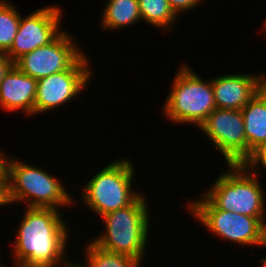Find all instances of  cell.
<instances>
[{
  "instance_id": "obj_1",
  "label": "cell",
  "mask_w": 266,
  "mask_h": 267,
  "mask_svg": "<svg viewBox=\"0 0 266 267\" xmlns=\"http://www.w3.org/2000/svg\"><path fill=\"white\" fill-rule=\"evenodd\" d=\"M25 212L16 235L15 263L19 267H54L62 263L68 228L58 209L27 207Z\"/></svg>"
},
{
  "instance_id": "obj_2",
  "label": "cell",
  "mask_w": 266,
  "mask_h": 267,
  "mask_svg": "<svg viewBox=\"0 0 266 267\" xmlns=\"http://www.w3.org/2000/svg\"><path fill=\"white\" fill-rule=\"evenodd\" d=\"M140 195L131 205L102 216L107 233L92 241L100 248L126 254L141 263L147 242L149 215Z\"/></svg>"
},
{
  "instance_id": "obj_3",
  "label": "cell",
  "mask_w": 266,
  "mask_h": 267,
  "mask_svg": "<svg viewBox=\"0 0 266 267\" xmlns=\"http://www.w3.org/2000/svg\"><path fill=\"white\" fill-rule=\"evenodd\" d=\"M228 166L230 172L221 175L204 196L217 209L265 218L264 194L256 179V172H249L242 164Z\"/></svg>"
},
{
  "instance_id": "obj_4",
  "label": "cell",
  "mask_w": 266,
  "mask_h": 267,
  "mask_svg": "<svg viewBox=\"0 0 266 267\" xmlns=\"http://www.w3.org/2000/svg\"><path fill=\"white\" fill-rule=\"evenodd\" d=\"M215 108L212 81L204 82L183 65L173 81L164 114L172 122L194 123L200 127Z\"/></svg>"
},
{
  "instance_id": "obj_5",
  "label": "cell",
  "mask_w": 266,
  "mask_h": 267,
  "mask_svg": "<svg viewBox=\"0 0 266 267\" xmlns=\"http://www.w3.org/2000/svg\"><path fill=\"white\" fill-rule=\"evenodd\" d=\"M11 203L28 201L29 208H53L72 203L70 195L57 178L43 169L11 158L9 165Z\"/></svg>"
},
{
  "instance_id": "obj_6",
  "label": "cell",
  "mask_w": 266,
  "mask_h": 267,
  "mask_svg": "<svg viewBox=\"0 0 266 267\" xmlns=\"http://www.w3.org/2000/svg\"><path fill=\"white\" fill-rule=\"evenodd\" d=\"M133 165L128 160L110 163L84 187V202L99 215L131 205L141 194L132 191Z\"/></svg>"
},
{
  "instance_id": "obj_7",
  "label": "cell",
  "mask_w": 266,
  "mask_h": 267,
  "mask_svg": "<svg viewBox=\"0 0 266 267\" xmlns=\"http://www.w3.org/2000/svg\"><path fill=\"white\" fill-rule=\"evenodd\" d=\"M204 198V199H203ZM191 202L194 216L208 230L224 239L242 245L266 246V224L264 218L246 216L217 209L205 196Z\"/></svg>"
},
{
  "instance_id": "obj_8",
  "label": "cell",
  "mask_w": 266,
  "mask_h": 267,
  "mask_svg": "<svg viewBox=\"0 0 266 267\" xmlns=\"http://www.w3.org/2000/svg\"><path fill=\"white\" fill-rule=\"evenodd\" d=\"M200 128L223 154L227 164H242L247 158V139L241 110L215 108Z\"/></svg>"
},
{
  "instance_id": "obj_9",
  "label": "cell",
  "mask_w": 266,
  "mask_h": 267,
  "mask_svg": "<svg viewBox=\"0 0 266 267\" xmlns=\"http://www.w3.org/2000/svg\"><path fill=\"white\" fill-rule=\"evenodd\" d=\"M92 75L88 59L82 55L69 69L37 80L34 114L51 110L74 98Z\"/></svg>"
},
{
  "instance_id": "obj_10",
  "label": "cell",
  "mask_w": 266,
  "mask_h": 267,
  "mask_svg": "<svg viewBox=\"0 0 266 267\" xmlns=\"http://www.w3.org/2000/svg\"><path fill=\"white\" fill-rule=\"evenodd\" d=\"M60 21L61 10L55 6L41 8L24 19L20 17L18 32L5 54L15 63L23 55L50 44L62 33Z\"/></svg>"
},
{
  "instance_id": "obj_11",
  "label": "cell",
  "mask_w": 266,
  "mask_h": 267,
  "mask_svg": "<svg viewBox=\"0 0 266 267\" xmlns=\"http://www.w3.org/2000/svg\"><path fill=\"white\" fill-rule=\"evenodd\" d=\"M72 40L62 32L50 44L23 55L14 64L36 80L65 71L83 55Z\"/></svg>"
},
{
  "instance_id": "obj_12",
  "label": "cell",
  "mask_w": 266,
  "mask_h": 267,
  "mask_svg": "<svg viewBox=\"0 0 266 267\" xmlns=\"http://www.w3.org/2000/svg\"><path fill=\"white\" fill-rule=\"evenodd\" d=\"M266 84V76L226 75L212 80L216 108L241 110Z\"/></svg>"
},
{
  "instance_id": "obj_13",
  "label": "cell",
  "mask_w": 266,
  "mask_h": 267,
  "mask_svg": "<svg viewBox=\"0 0 266 267\" xmlns=\"http://www.w3.org/2000/svg\"><path fill=\"white\" fill-rule=\"evenodd\" d=\"M36 94L37 80L13 64L0 83V106L8 111L21 109L31 115Z\"/></svg>"
},
{
  "instance_id": "obj_14",
  "label": "cell",
  "mask_w": 266,
  "mask_h": 267,
  "mask_svg": "<svg viewBox=\"0 0 266 267\" xmlns=\"http://www.w3.org/2000/svg\"><path fill=\"white\" fill-rule=\"evenodd\" d=\"M241 112L247 139V157L259 145L266 144V84L246 104Z\"/></svg>"
},
{
  "instance_id": "obj_15",
  "label": "cell",
  "mask_w": 266,
  "mask_h": 267,
  "mask_svg": "<svg viewBox=\"0 0 266 267\" xmlns=\"http://www.w3.org/2000/svg\"><path fill=\"white\" fill-rule=\"evenodd\" d=\"M104 29H118L141 20L138 0H109L104 8Z\"/></svg>"
},
{
  "instance_id": "obj_16",
  "label": "cell",
  "mask_w": 266,
  "mask_h": 267,
  "mask_svg": "<svg viewBox=\"0 0 266 267\" xmlns=\"http://www.w3.org/2000/svg\"><path fill=\"white\" fill-rule=\"evenodd\" d=\"M141 20L157 27H169L176 19L168 0H138Z\"/></svg>"
},
{
  "instance_id": "obj_17",
  "label": "cell",
  "mask_w": 266,
  "mask_h": 267,
  "mask_svg": "<svg viewBox=\"0 0 266 267\" xmlns=\"http://www.w3.org/2000/svg\"><path fill=\"white\" fill-rule=\"evenodd\" d=\"M87 267H140V262L126 254L106 251L93 242L87 246Z\"/></svg>"
},
{
  "instance_id": "obj_18",
  "label": "cell",
  "mask_w": 266,
  "mask_h": 267,
  "mask_svg": "<svg viewBox=\"0 0 266 267\" xmlns=\"http://www.w3.org/2000/svg\"><path fill=\"white\" fill-rule=\"evenodd\" d=\"M10 3L0 0V51L6 53L18 32L21 15Z\"/></svg>"
},
{
  "instance_id": "obj_19",
  "label": "cell",
  "mask_w": 266,
  "mask_h": 267,
  "mask_svg": "<svg viewBox=\"0 0 266 267\" xmlns=\"http://www.w3.org/2000/svg\"><path fill=\"white\" fill-rule=\"evenodd\" d=\"M261 164L266 168V144L259 145L251 154L243 161L242 165L249 170L250 168Z\"/></svg>"
},
{
  "instance_id": "obj_20",
  "label": "cell",
  "mask_w": 266,
  "mask_h": 267,
  "mask_svg": "<svg viewBox=\"0 0 266 267\" xmlns=\"http://www.w3.org/2000/svg\"><path fill=\"white\" fill-rule=\"evenodd\" d=\"M171 9L178 16L182 11H188L199 5L201 0H168Z\"/></svg>"
},
{
  "instance_id": "obj_21",
  "label": "cell",
  "mask_w": 266,
  "mask_h": 267,
  "mask_svg": "<svg viewBox=\"0 0 266 267\" xmlns=\"http://www.w3.org/2000/svg\"><path fill=\"white\" fill-rule=\"evenodd\" d=\"M8 182L9 179H0V206L11 203Z\"/></svg>"
},
{
  "instance_id": "obj_22",
  "label": "cell",
  "mask_w": 266,
  "mask_h": 267,
  "mask_svg": "<svg viewBox=\"0 0 266 267\" xmlns=\"http://www.w3.org/2000/svg\"><path fill=\"white\" fill-rule=\"evenodd\" d=\"M13 64L14 63L8 58V56L4 52L0 51V83Z\"/></svg>"
},
{
  "instance_id": "obj_23",
  "label": "cell",
  "mask_w": 266,
  "mask_h": 267,
  "mask_svg": "<svg viewBox=\"0 0 266 267\" xmlns=\"http://www.w3.org/2000/svg\"><path fill=\"white\" fill-rule=\"evenodd\" d=\"M10 161L11 158H6V156L0 152V179H9Z\"/></svg>"
},
{
  "instance_id": "obj_24",
  "label": "cell",
  "mask_w": 266,
  "mask_h": 267,
  "mask_svg": "<svg viewBox=\"0 0 266 267\" xmlns=\"http://www.w3.org/2000/svg\"><path fill=\"white\" fill-rule=\"evenodd\" d=\"M66 261L64 267H87L86 264L84 263V265H80V264H76L75 262L74 263H71V262H68Z\"/></svg>"
},
{
  "instance_id": "obj_25",
  "label": "cell",
  "mask_w": 266,
  "mask_h": 267,
  "mask_svg": "<svg viewBox=\"0 0 266 267\" xmlns=\"http://www.w3.org/2000/svg\"><path fill=\"white\" fill-rule=\"evenodd\" d=\"M261 262L264 263V264L262 265V267H266V258H263V259L261 260Z\"/></svg>"
}]
</instances>
